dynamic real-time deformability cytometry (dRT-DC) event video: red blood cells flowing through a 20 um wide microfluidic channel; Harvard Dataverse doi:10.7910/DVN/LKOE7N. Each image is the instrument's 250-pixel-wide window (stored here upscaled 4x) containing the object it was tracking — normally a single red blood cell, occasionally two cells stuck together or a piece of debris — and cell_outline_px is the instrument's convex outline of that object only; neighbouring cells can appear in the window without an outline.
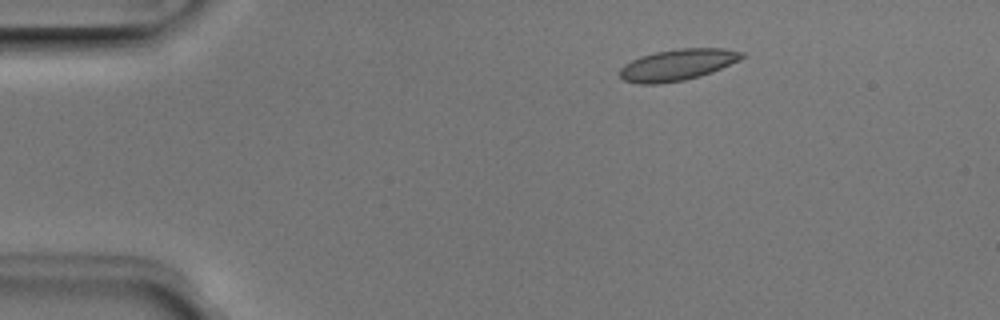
{"species": "Egyptian fruit bat (a non-hibernating species)", "species_latin": "Rousettus aegyptiacus", "temperature_condition": "room temperature", "stored_images_in_passage": 5, "camera_frame_rate_fps": 3000, "um_per_image_px": 0.085, "animal": {"sex": "male"}, "frame": {"image": 1, "passage_image": 3, "time_ms": 0.667, "image_size_px": [1000, 320], "cell_outline_px": [[744, 56], [740, 60], [712, 72], [700, 76], [684, 80], [660, 84], [640, 84], [624, 80], [620, 76], [620, 68], [624, 64], [640, 56], [656, 52], [676, 48], [724, 48], [744, 52]], "centroid_in_image_um": [57.59, 5.5], "position_along_channel_um": 27.4, "area_um2": 22.37}}
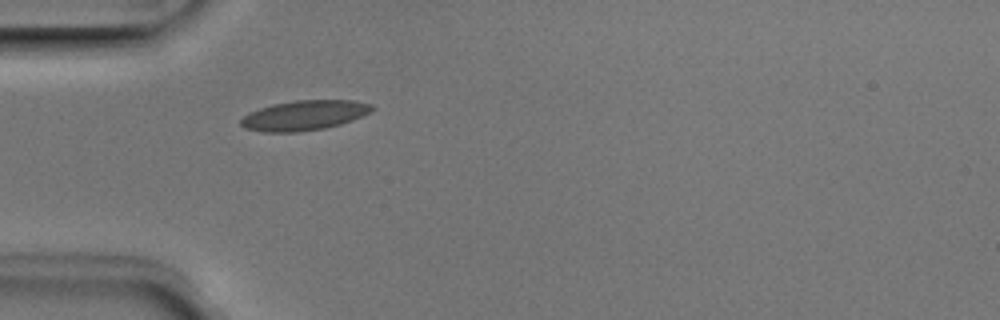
{"frame": {"image": 2, "passage_image": 5, "time_ms": 1.333, "image_size_px": [1000, 320], "cell_outline_px": [[376, 108], [372, 112], [352, 120], [340, 124], [324, 128], [296, 132], [264, 132], [244, 128], [240, 124], [240, 120], [244, 116], [260, 108], [272, 104], [296, 100], [352, 100], [372, 104]], "centroid_in_image_um": [25.89, 9.8], "position_along_channel_um": 59.1, "area_um2": 22.83}}